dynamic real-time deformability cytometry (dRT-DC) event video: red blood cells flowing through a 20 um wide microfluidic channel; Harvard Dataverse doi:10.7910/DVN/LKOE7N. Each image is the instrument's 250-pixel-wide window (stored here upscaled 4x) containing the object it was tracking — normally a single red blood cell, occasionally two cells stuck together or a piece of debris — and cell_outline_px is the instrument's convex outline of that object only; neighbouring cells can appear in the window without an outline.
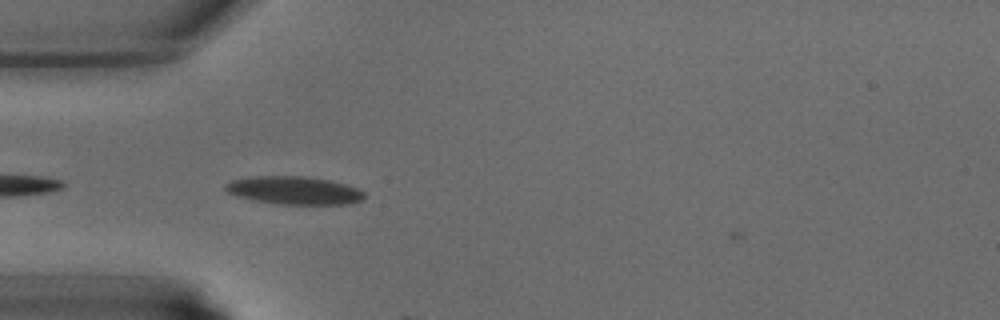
{"species": "common noctule bat (a hibernating species)", "species_latin": "Nyctalus noctula", "temperature_condition": "warm", "stored_images_in_passage": 8, "camera_frame_rate_fps": 3000, "um_per_image_px": 0.085, "animal": {"sex": "male", "body_mass_g": 15.6}, "frame": {"image": 1, "passage_image": 7, "time_ms": 2.0, "image_size_px": [1000, 320], "cell_outline_px": [[364, 196], [360, 200], [348, 204], [280, 204], [256, 200], [236, 196], [228, 192], [224, 188], [224, 184], [232, 180], [248, 176], [304, 176], [328, 180], [344, 184], [356, 188], [364, 192]], "centroid_in_image_um": [24.95, 16.17], "position_along_channel_um": 60.1, "area_um2": 22.48}}